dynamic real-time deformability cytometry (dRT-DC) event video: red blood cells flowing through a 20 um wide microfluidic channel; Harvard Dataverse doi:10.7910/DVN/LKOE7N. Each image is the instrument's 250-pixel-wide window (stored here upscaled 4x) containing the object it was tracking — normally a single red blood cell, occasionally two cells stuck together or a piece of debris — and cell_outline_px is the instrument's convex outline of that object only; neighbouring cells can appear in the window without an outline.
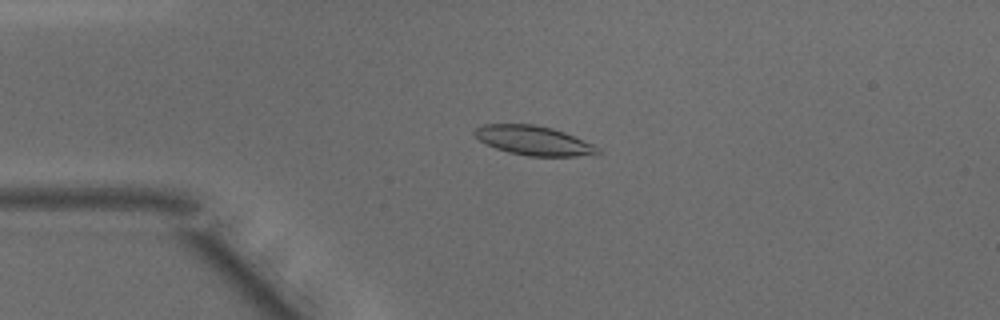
{"species": "common noctule bat (a hibernating species)", "species_latin": "Nyctalus noctula", "temperature_condition": "warm", "stored_images_in_passage": 47, "camera_frame_rate_fps": 3000, "um_per_image_px": 0.085, "animal": {"sex": "male", "body_mass_g": 15.6}, "frame": {"image": 1, "passage_image": 10, "time_ms": 3.0, "image_size_px": [1000, 320], "cell_outline_px": [[600, 152], [596, 156], [528, 156], [508, 152], [496, 148], [480, 140], [472, 132], [476, 128], [484, 124], [536, 124], [552, 128], [564, 132], [592, 144], [600, 148]], "centroid_in_image_um": [45.4, 11.95], "position_along_channel_um": 39.6, "area_um2": 21.04}}
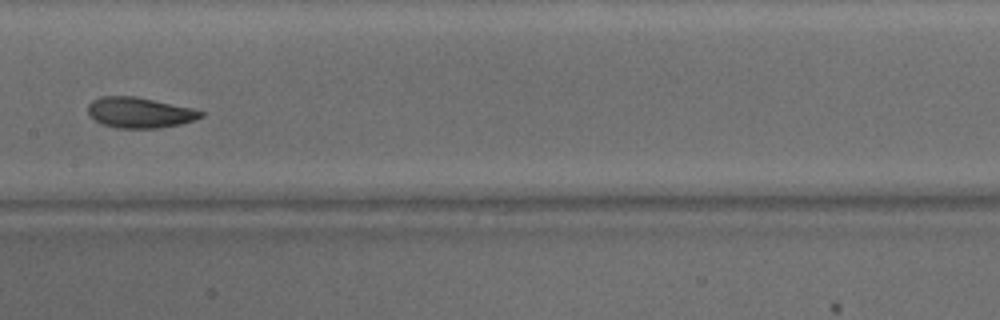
{"frame": {"image": 2, "passage_image": 23, "time_ms": 7.333, "image_size_px": [1000, 320], "cell_outline_px": [[204, 116], [196, 120], [180, 124], [160, 128], [116, 128], [104, 124], [96, 120], [88, 112], [88, 104], [92, 100], [100, 96], [136, 96], [192, 108], [204, 112]], "centroid_in_image_um": [11.89, 9.56], "position_along_channel_um": 195.5, "area_um2": 20.11}}
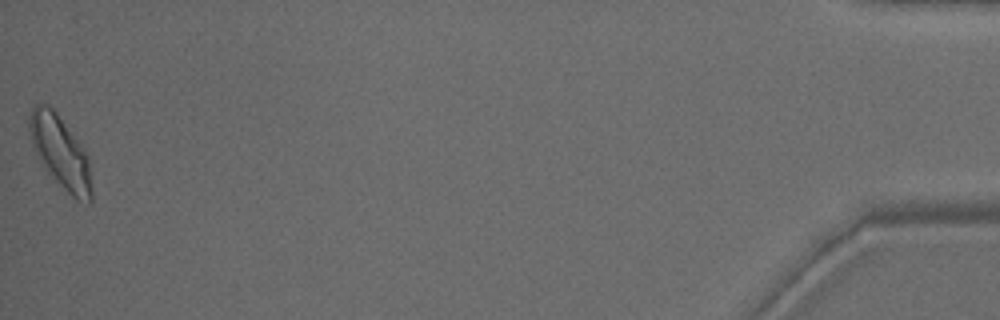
{"frame": {"image": 3, "passage_image": 47, "time_ms": 15.333, "image_size_px": [1000, 320], "cell_outline_px": [[92, 200], [88, 204], [76, 200], [44, 168], [36, 156], [32, 144], [28, 128], [28, 116], [32, 108], [36, 104], [48, 104], [56, 112], [88, 156], [92, 188]], "centroid_in_image_um": [5.11, 12.94], "position_along_channel_um": 430.1, "area_um2": 26.01}, "authors_computed_cell_mechanics": {"area_um2": 20.8658, "velocity_mm_per_s": 4.1617, "shape_relaxation_time_tau1_ms": 2.4963, "shape_relaxation_time_tau2_ms": 1.3512, "deformation_change_tau1": 0.1248, "deformation_change_tau2": 0.0676}}